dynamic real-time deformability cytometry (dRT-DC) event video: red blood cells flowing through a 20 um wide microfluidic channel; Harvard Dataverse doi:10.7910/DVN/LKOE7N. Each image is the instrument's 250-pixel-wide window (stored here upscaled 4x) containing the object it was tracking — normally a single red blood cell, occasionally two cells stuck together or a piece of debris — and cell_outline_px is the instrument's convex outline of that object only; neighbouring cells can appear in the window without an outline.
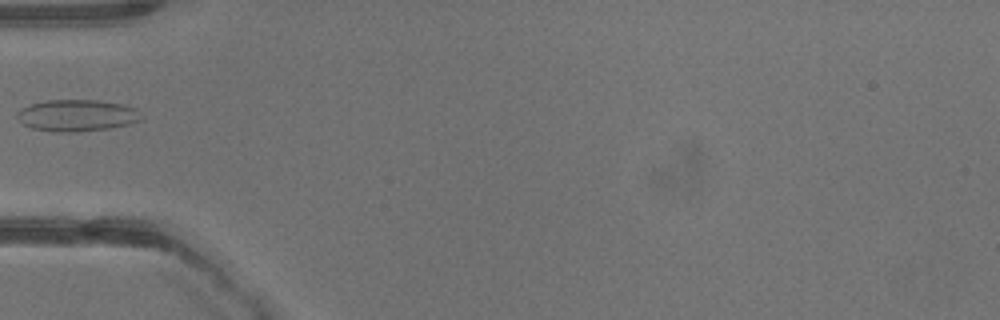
{"species": "common noctule bat (a hibernating species)", "species_latin": "Nyctalus noctula", "temperature_condition": "warm", "stored_images_in_passage": 27, "camera_frame_rate_fps": 3000, "um_per_image_px": 0.085, "animal": {"sex": "male", "body_mass_g": 13.3}, "frame": {"image": 1, "passage_image": 1, "time_ms": 0.0, "image_size_px": [1000, 320], "cell_outline_px": [[144, 116], [140, 120], [128, 124], [108, 128], [76, 132], [52, 132], [32, 128], [24, 124], [16, 116], [16, 112], [20, 108], [28, 104], [48, 100], [96, 100], [124, 104], [136, 108]], "centroid_in_image_um": [6.53, 9.8], "position_along_channel_um": 78.5, "area_um2": 23.12}}
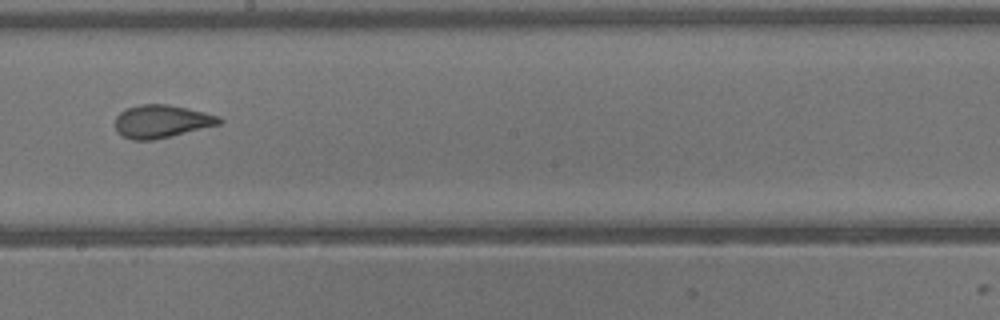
{"frame": {"image": 2, "passage_image": 10, "time_ms": 3.0, "image_size_px": [1000, 320], "cell_outline_px": [[224, 120], [220, 124], [156, 140], [132, 140], [116, 132], [116, 116], [120, 112], [128, 108], [140, 104], [164, 104], [204, 112], [220, 116]], "centroid_in_image_um": [13.74, 10.33], "position_along_channel_um": 234.5, "area_um2": 19.88}}
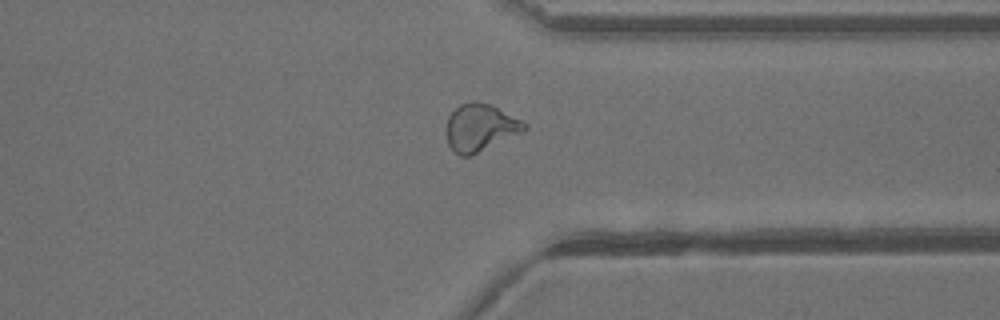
{"frame": {"image": 3, "passage_image": 18, "time_ms": 5.667, "image_size_px": [1000, 320], "cell_outline_px": [[528, 128], [524, 132], [472, 156], [460, 156], [448, 144], [444, 132], [448, 116], [460, 104], [472, 100], [476, 100], [492, 104], [528, 124]], "centroid_in_image_um": [40.82, 10.84], "position_along_channel_um": 370.6, "area_um2": 22.08}}